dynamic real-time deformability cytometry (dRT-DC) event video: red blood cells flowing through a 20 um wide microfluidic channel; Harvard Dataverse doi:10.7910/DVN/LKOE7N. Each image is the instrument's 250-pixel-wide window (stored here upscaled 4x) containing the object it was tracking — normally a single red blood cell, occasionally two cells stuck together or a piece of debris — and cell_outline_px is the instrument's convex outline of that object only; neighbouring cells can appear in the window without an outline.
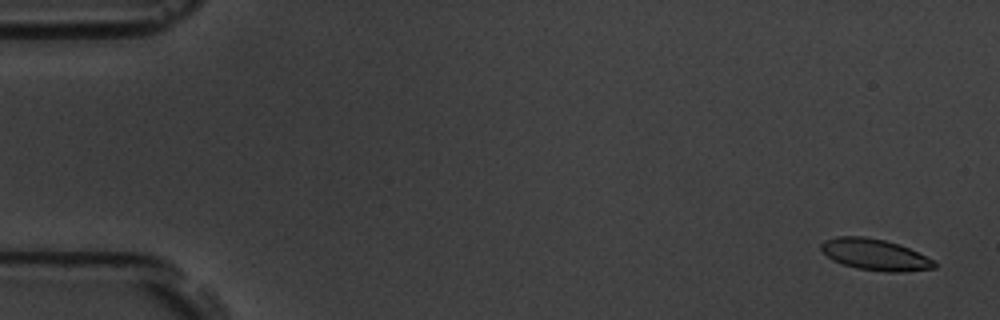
{"species": "common noctule bat (a hibernating species)", "species_latin": "Nyctalus noctula", "temperature_condition": "room temperature", "stored_images_in_passage": 6, "camera_frame_rate_fps": 3000, "um_per_image_px": 0.085, "animal": {"sex": "male", "body_mass_g": 19.5, "forearm_length_mm": 54.6}, "frame": {"image": 1, "passage_image": 1, "time_ms": 0.0, "image_size_px": [1000, 320], "cell_outline_px": [[936, 268], [904, 272], [884, 272], [856, 268], [840, 264], [832, 260], [820, 248], [820, 244], [824, 240], [836, 236], [864, 236], [884, 240], [900, 244], [936, 260]], "centroid_in_image_um": [74.39, 21.65], "position_along_channel_um": 10.6, "area_um2": 20.98}}
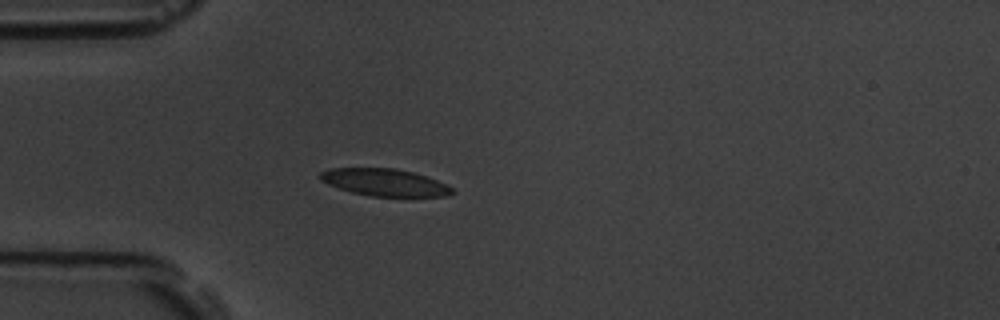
{"frame": {"image": 2, "passage_image": 5, "time_ms": 1.333, "image_size_px": [1000, 320], "cell_outline_px": [[456, 192], [448, 196], [372, 196], [352, 192], [328, 184], [320, 180], [320, 172], [332, 168], [396, 168], [412, 172], [436, 180], [452, 188]], "centroid_in_image_um": [32.69, 15.5], "position_along_channel_um": 52.3, "area_um2": 20.63}}